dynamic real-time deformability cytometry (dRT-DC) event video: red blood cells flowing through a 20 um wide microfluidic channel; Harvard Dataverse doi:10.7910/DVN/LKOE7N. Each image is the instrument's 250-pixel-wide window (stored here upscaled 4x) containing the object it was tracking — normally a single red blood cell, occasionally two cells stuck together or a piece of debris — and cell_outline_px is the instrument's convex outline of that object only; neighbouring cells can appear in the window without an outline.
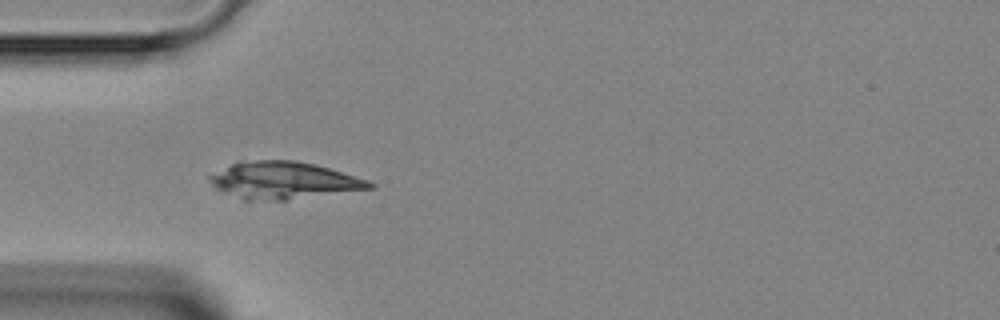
{"species": "Egyptian fruit bat (a non-hibernating species)", "species_latin": "Rousettus aegyptiacus", "temperature_condition": "room temperature", "stored_images_in_passage": 6, "camera_frame_rate_fps": 3000, "um_per_image_px": 0.085, "animal": {"sex": "female"}, "frame": {"image": 1, "passage_image": 3, "time_ms": 2.333, "image_size_px": [1000, 320], "cell_outline_px": [[376, 184], [372, 188], [284, 200], [244, 200], [224, 192], [216, 188], [208, 180], [208, 176], [236, 160], [296, 160], [316, 164], [368, 180]], "centroid_in_image_um": [24.05, 15.31], "position_along_channel_um": 60.9, "area_um2": 34.56}}
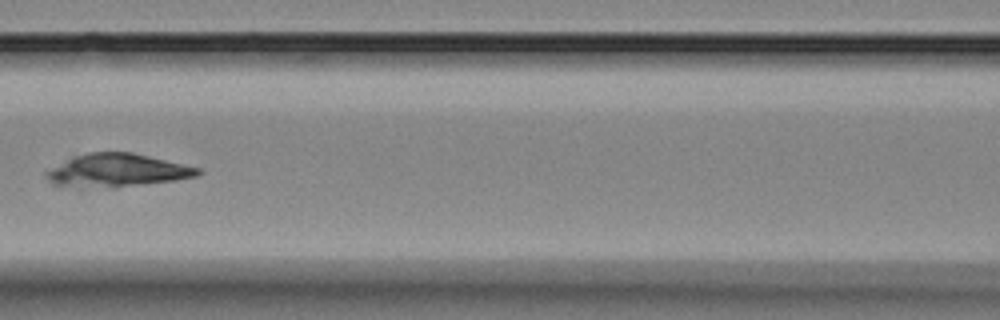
{"frame": {"image": 2, "passage_image": 5, "time_ms": 4.667, "image_size_px": [1000, 320], "cell_outline_px": [[204, 172], [200, 176], [176, 180], [116, 188], [112, 188], [52, 184], [44, 176], [44, 172], [72, 156], [88, 152], [132, 152], [200, 168]], "centroid_in_image_um": [9.99, 14.48], "position_along_channel_um": 156.6, "area_um2": 29.3}}
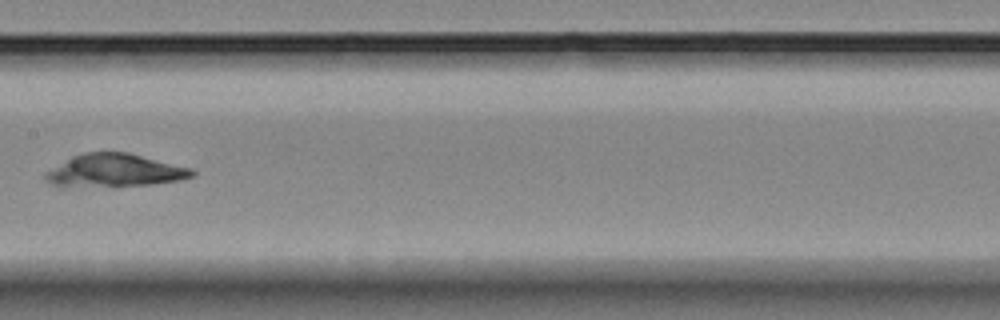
{"frame": {"image": 3, "passage_image": 6, "time_ms": 5.667, "image_size_px": [1000, 320], "cell_outline_px": [[196, 172], [192, 176], [180, 180], [152, 184], [60, 188], [52, 184], [44, 176], [44, 172], [72, 156], [84, 152], [128, 152], [192, 168]], "centroid_in_image_um": [9.7, 14.5], "position_along_channel_um": 197.7, "area_um2": 28.32}}